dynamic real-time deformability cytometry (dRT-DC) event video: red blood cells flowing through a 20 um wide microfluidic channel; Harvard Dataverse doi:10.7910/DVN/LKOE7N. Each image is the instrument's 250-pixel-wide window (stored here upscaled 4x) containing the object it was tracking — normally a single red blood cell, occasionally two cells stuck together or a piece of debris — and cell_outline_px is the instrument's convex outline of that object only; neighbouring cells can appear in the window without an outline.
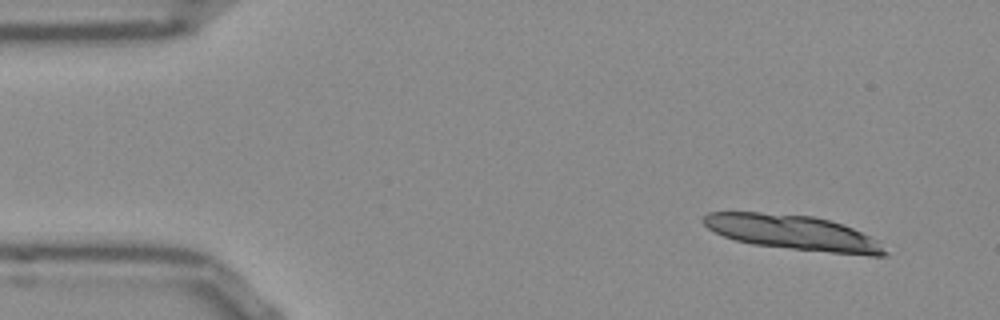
{"species": "Egyptian fruit bat (a non-hibernating species)", "species_latin": "Rousettus aegyptiacus", "temperature_condition": "room temperature", "stored_images_in_passage": 11, "camera_frame_rate_fps": 3000, "um_per_image_px": 0.085, "frame": {"image": 1, "passage_image": 1, "time_ms": 0.0, "image_size_px": [1000, 320], "cell_outline_px": [[888, 252], [884, 256], [872, 256], [752, 244], [736, 240], [724, 236], [708, 228], [700, 220], [708, 212], [760, 212], [812, 216], [828, 220], [852, 228], [876, 240]], "centroid_in_image_um": [67.36, 19.76], "position_along_channel_um": 17.6, "area_um2": 36.18}}